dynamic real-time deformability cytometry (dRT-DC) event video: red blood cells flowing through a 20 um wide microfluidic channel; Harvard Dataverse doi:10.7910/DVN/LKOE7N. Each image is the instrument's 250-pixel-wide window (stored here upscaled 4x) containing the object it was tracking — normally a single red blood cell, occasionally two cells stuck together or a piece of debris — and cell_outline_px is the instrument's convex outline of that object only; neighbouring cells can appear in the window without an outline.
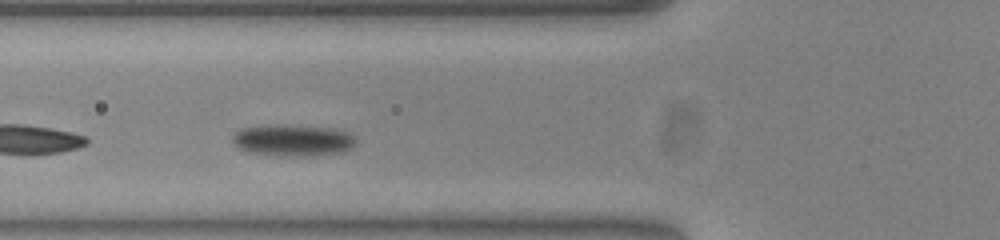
{"species": "common noctule bat (a hibernating species)", "species_latin": "Nyctalus noctula", "temperature_condition": "warm", "stored_images_in_passage": 40, "camera_frame_rate_fps": 3000, "um_per_image_px": 0.085, "animal": {"sex": "female", "body_mass_g": 23.0, "forearm_length_mm": 53.4}, "frame": {"image": 1, "passage_image": 3, "time_ms": 0.667, "image_size_px": [1000, 240], "cell_outline_px": [[356, 140], [348, 148], [340, 152], [312, 156], [296, 156], [248, 152], [240, 148], [232, 140], [232, 136], [240, 128], [328, 128], [348, 132], [356, 136]], "centroid_in_image_um": [24.93, 11.98], "position_along_channel_um": 100.9, "area_um2": 21.04}}
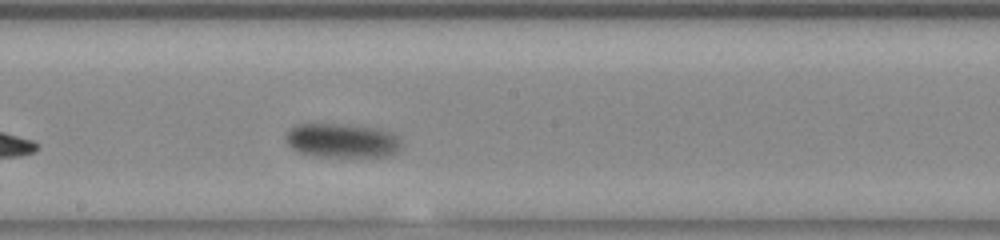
{"frame": {"image": 2, "passage_image": 13, "time_ms": 4.0, "image_size_px": [1000, 240], "cell_outline_px": [[400, 148], [392, 156], [316, 156], [300, 152], [292, 148], [288, 144], [284, 136], [296, 124], [340, 124], [372, 128], [392, 132], [400, 140]], "centroid_in_image_um": [29.06, 11.95], "position_along_channel_um": 219.1, "area_um2": 22.72}}
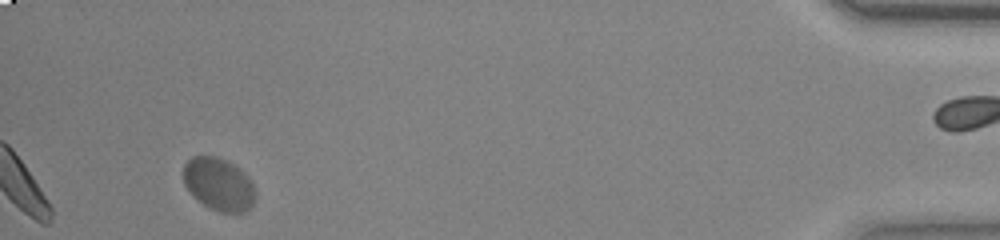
{"frame": {"image": 3, "passage_image": 36, "time_ms": 11.667, "image_size_px": [1000, 240], "cell_outline_px": [[256, 196], [252, 204], [244, 212], [220, 212], [208, 208], [192, 196], [184, 184], [184, 164], [192, 156], [216, 156], [228, 160], [248, 176], [256, 192]], "centroid_in_image_um": [18.58, 15.66], "position_along_channel_um": 416.6, "area_um2": 22.2}}